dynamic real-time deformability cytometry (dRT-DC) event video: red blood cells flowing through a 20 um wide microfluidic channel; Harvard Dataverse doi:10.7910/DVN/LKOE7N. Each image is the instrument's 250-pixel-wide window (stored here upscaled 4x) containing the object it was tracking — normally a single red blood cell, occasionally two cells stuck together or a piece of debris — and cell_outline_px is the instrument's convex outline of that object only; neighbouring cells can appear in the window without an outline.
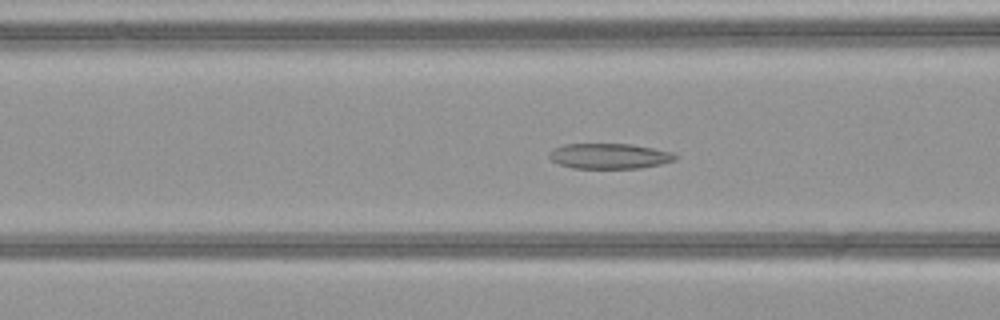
{"species": "common noctule bat (a hibernating species)", "species_latin": "Nyctalus noctula", "temperature_condition": "warm", "stored_images_in_passage": 52, "camera_frame_rate_fps": 3000, "um_per_image_px": 0.085, "animal": {"sex": "female", "body_mass_g": 21.9}, "frame": {"image": 1, "passage_image": 22, "time_ms": 7.0, "image_size_px": [1000, 320], "cell_outline_px": [[680, 156], [676, 160], [660, 164], [640, 168], [572, 168], [560, 164], [552, 160], [548, 156], [548, 152], [552, 148], [564, 144], [632, 144], [672, 152]], "centroid_in_image_um": [51.8, 13.26], "position_along_channel_um": 114.8, "area_um2": 18.73}}
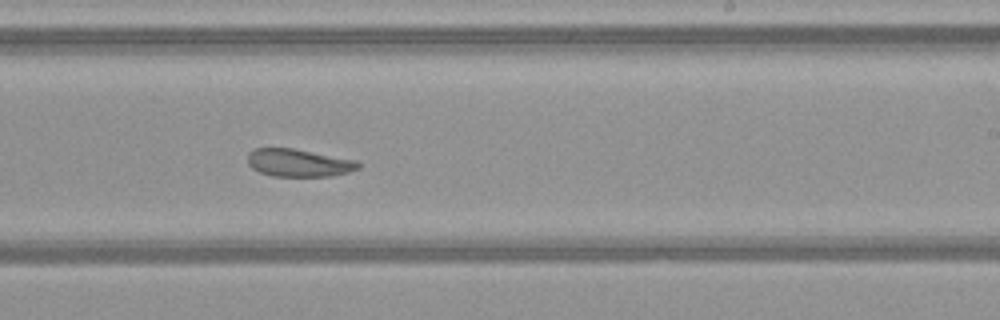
{"frame": {"image": 2, "passage_image": 33, "time_ms": 10.667, "image_size_px": [1000, 320], "cell_outline_px": [[360, 168], [348, 172], [332, 176], [272, 176], [260, 172], [252, 168], [248, 164], [248, 152], [256, 148], [292, 148], [356, 160], [360, 164]], "centroid_in_image_um": [25.38, 13.84], "position_along_channel_um": 263.6, "area_um2": 17.8}}
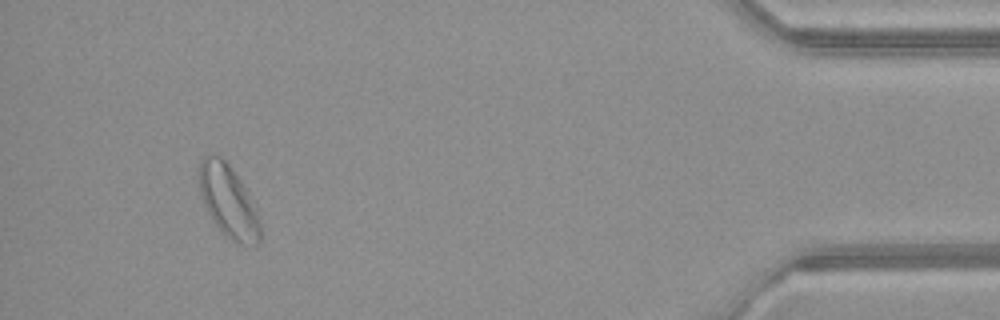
{"frame": {"image": 3, "passage_image": 49, "time_ms": 16.0, "image_size_px": [1000, 320], "cell_outline_px": [[260, 240], [256, 244], [236, 244], [212, 220], [204, 204], [200, 192], [200, 160], [208, 152], [220, 156], [232, 168], [240, 180], [260, 220]], "centroid_in_image_um": [19.39, 17.08], "position_along_channel_um": 415.8, "area_um2": 25.09}, "authors_computed_cell_mechanics": {"area_um2": 21.0392, "velocity_mm_per_s": 4.0529, "shape_relaxation_time_tau1_ms": 9.088, "shape_relaxation_time_tau2_ms": 2.6847, "deformation_change_tau1": 0.1601, "deformation_change_tau2": 0.0909}}